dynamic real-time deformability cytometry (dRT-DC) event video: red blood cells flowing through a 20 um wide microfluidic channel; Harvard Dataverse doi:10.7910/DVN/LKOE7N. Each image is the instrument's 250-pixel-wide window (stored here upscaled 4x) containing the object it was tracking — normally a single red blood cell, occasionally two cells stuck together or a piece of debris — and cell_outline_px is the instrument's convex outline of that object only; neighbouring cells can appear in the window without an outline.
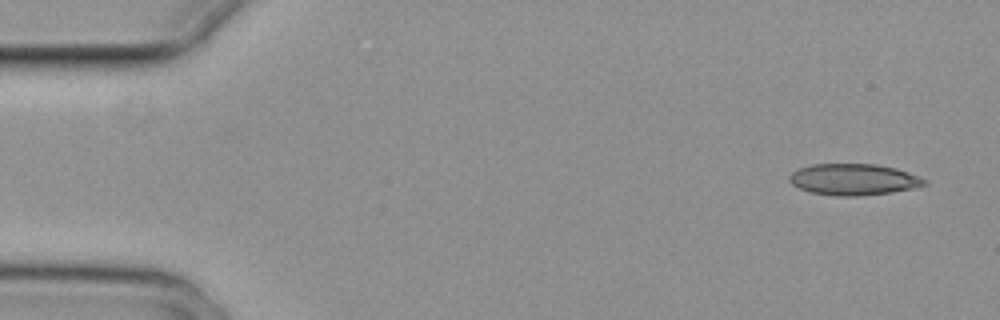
{"species": "common noctule bat (a hibernating species)", "species_latin": "Nyctalus noctula", "temperature_condition": "cold", "stored_images_in_passage": 1, "camera_frame_rate_fps": 3000, "um_per_image_px": 0.085, "animal": {"sex": "female", "body_mass_g": 29.2, "forearm_length_mm": 56.3}, "frame": {"image": 1, "passage_image": 1, "time_ms": 0.0, "image_size_px": [1000, 320], "cell_outline_px": [[928, 184], [916, 188], [892, 192], [860, 196], [836, 196], [808, 192], [792, 184], [788, 180], [788, 176], [792, 172], [800, 168], [812, 164], [876, 164], [896, 168], [920, 176], [928, 180]], "centroid_in_image_um": [72.59, 15.26], "position_along_channel_um": 12.4, "area_um2": 24.97}}